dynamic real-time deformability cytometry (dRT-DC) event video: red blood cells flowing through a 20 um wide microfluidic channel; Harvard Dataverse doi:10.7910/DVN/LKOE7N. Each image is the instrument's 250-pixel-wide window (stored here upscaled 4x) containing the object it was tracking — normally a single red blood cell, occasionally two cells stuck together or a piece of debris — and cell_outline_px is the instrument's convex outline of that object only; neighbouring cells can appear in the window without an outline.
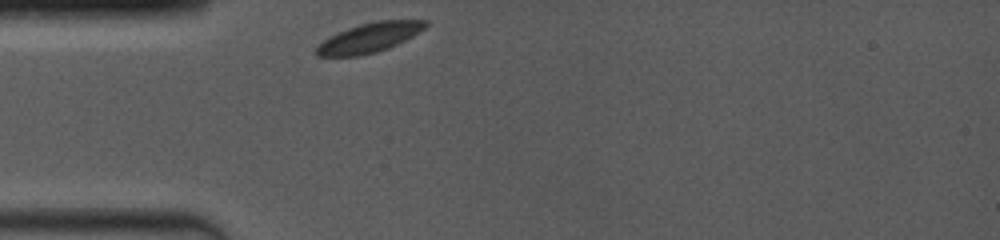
{"species": "common noctule bat (a hibernating species)", "species_latin": "Nyctalus noctula", "temperature_condition": "room temperature", "stored_images_in_passage": 22, "camera_frame_rate_fps": 4000, "um_per_image_px": 0.085, "animal": {"sex": "female", "body_mass_g": 19.0, "forearm_length_mm": 53.3}, "frame": {"image": 1, "passage_image": 1, "time_ms": 0.0, "image_size_px": [1000, 240], "cell_outline_px": [[428, 24], [424, 28], [412, 36], [388, 48], [376, 52], [360, 56], [316, 56], [316, 48], [328, 36], [348, 28], [360, 24], [376, 20], [428, 20]], "centroid_in_image_um": [31.38, 3.2], "position_along_channel_um": 53.6, "area_um2": 18.61}}
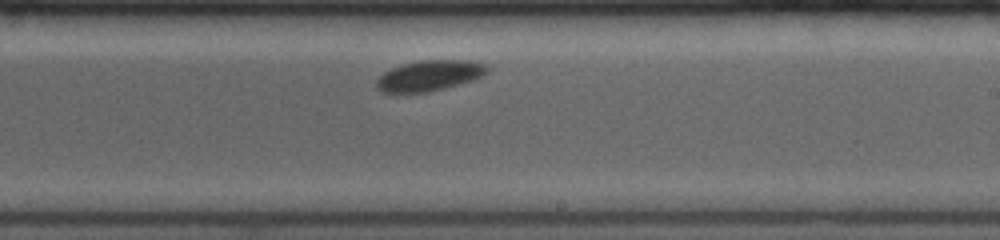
{"frame": {"image": 2, "passage_image": 13, "time_ms": 5.5, "image_size_px": [1000, 240], "cell_outline_px": [[488, 72], [484, 76], [472, 80], [444, 88], [428, 92], [384, 92], [376, 88], [376, 80], [384, 72], [392, 68], [404, 64], [420, 60], [468, 60], [488, 64]], "centroid_in_image_um": [36.54, 6.41], "position_along_channel_um": 252.5, "area_um2": 19.65}}
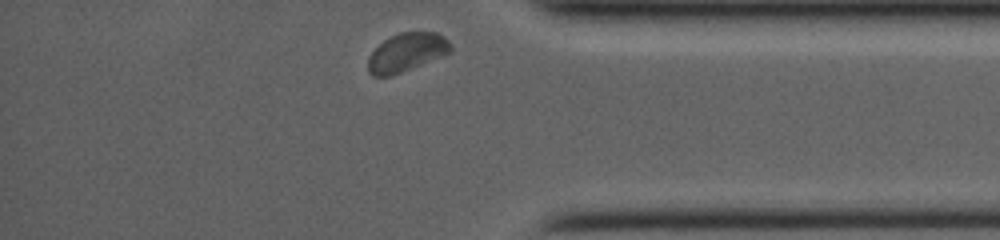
{"frame": {"image": 3, "passage_image": 22, "time_ms": 9.5, "image_size_px": [1000, 240], "cell_outline_px": [[452, 52], [444, 56], [392, 76], [372, 76], [368, 72], [368, 56], [384, 40], [400, 32], [436, 32], [444, 36], [452, 44]], "centroid_in_image_um": [34.6, 4.46], "position_along_channel_um": 400.6, "area_um2": 18.73}, "authors_computed_cell_mechanics": {"area_um2": 19.652, "velocity_mm_per_s": 3.7511, "shape_relaxation_time_tau1_ms": 1.1139, "shape_relaxation_time_tau2_ms": null, "deformation_change_tau1": 0.034, "deformation_change_tau2": null}}